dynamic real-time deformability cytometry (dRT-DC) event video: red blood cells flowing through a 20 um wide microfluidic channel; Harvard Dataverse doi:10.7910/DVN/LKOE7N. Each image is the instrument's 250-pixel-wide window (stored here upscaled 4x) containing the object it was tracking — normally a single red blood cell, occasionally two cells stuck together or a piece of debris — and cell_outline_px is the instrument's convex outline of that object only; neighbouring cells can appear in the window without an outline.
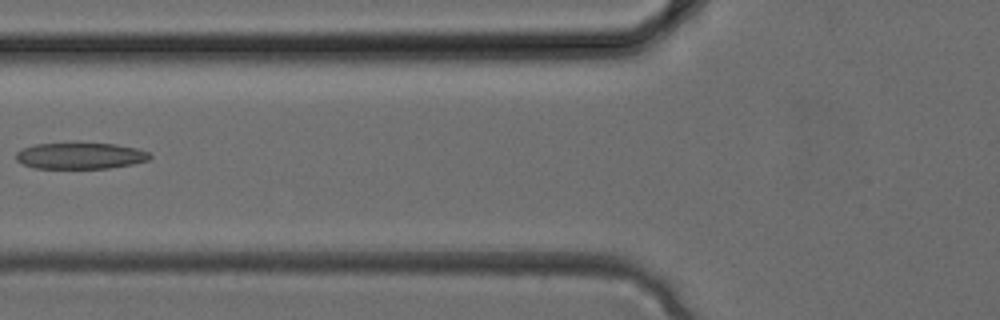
{"species": "common noctule bat (a hibernating species)", "species_latin": "Nyctalus noctula", "temperature_condition": "cold", "stored_images_in_passage": 4, "camera_frame_rate_fps": 3000, "um_per_image_px": 0.085, "animal": {"sex": "female", "body_mass_g": 24.6, "forearm_length_mm": 56.2}, "frame": {"image": 1, "passage_image": 4, "time_ms": 1.0, "image_size_px": [1000, 320], "cell_outline_px": [[152, 156], [148, 160], [132, 164], [108, 168], [32, 168], [16, 160], [16, 152], [24, 148], [36, 144], [72, 140], [116, 144], [136, 148], [148, 152]], "centroid_in_image_um": [6.8, 13.19], "position_along_channel_um": 119.0, "area_um2": 21.33}}